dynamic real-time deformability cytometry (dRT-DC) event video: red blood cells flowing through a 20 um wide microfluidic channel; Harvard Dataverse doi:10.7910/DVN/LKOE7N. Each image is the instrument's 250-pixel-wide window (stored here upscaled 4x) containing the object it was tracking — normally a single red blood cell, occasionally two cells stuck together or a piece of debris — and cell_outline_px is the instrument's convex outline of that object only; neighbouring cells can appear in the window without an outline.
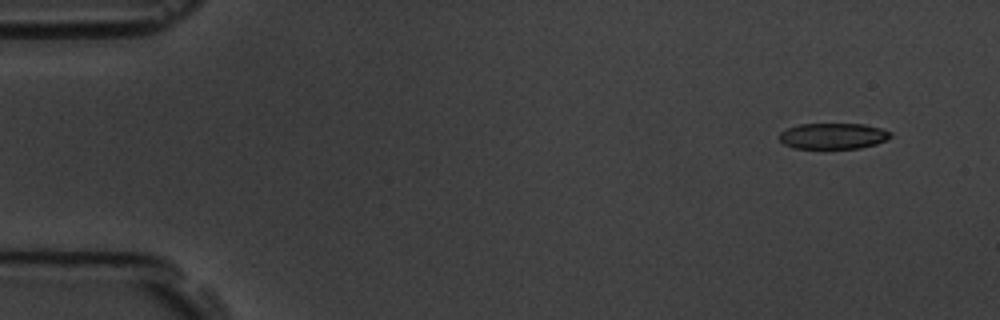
{"species": "common noctule bat (a hibernating species)", "species_latin": "Nyctalus noctula", "temperature_condition": "room temperature", "stored_images_in_passage": 5, "camera_frame_rate_fps": 3000, "um_per_image_px": 0.085, "animal": {"sex": "male", "body_mass_g": 19.5, "forearm_length_mm": 54.6}, "frame": {"image": 1, "passage_image": 1, "time_ms": 0.0, "image_size_px": [1000, 320], "cell_outline_px": [[892, 136], [876, 144], [860, 148], [792, 148], [784, 144], [780, 140], [780, 132], [796, 124], [864, 124], [880, 128], [892, 132]], "centroid_in_image_um": [70.8, 11.56], "position_along_channel_um": 14.2, "area_um2": 16.76}}
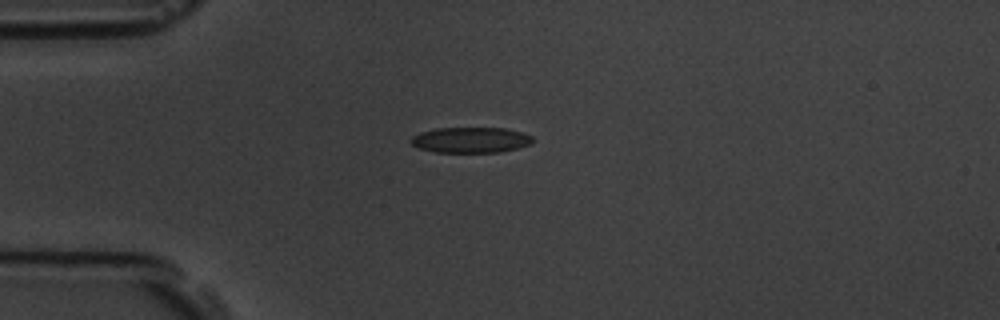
{"frame": {"image": 2, "passage_image": 4, "time_ms": 3.333, "image_size_px": [1000, 320], "cell_outline_px": [[532, 140], [528, 144], [516, 148], [500, 152], [436, 152], [420, 148], [412, 144], [408, 140], [412, 136], [420, 132], [436, 128], [504, 128], [520, 132], [532, 136]], "centroid_in_image_um": [39.95, 11.89], "position_along_channel_um": 45.1, "area_um2": 17.98}}